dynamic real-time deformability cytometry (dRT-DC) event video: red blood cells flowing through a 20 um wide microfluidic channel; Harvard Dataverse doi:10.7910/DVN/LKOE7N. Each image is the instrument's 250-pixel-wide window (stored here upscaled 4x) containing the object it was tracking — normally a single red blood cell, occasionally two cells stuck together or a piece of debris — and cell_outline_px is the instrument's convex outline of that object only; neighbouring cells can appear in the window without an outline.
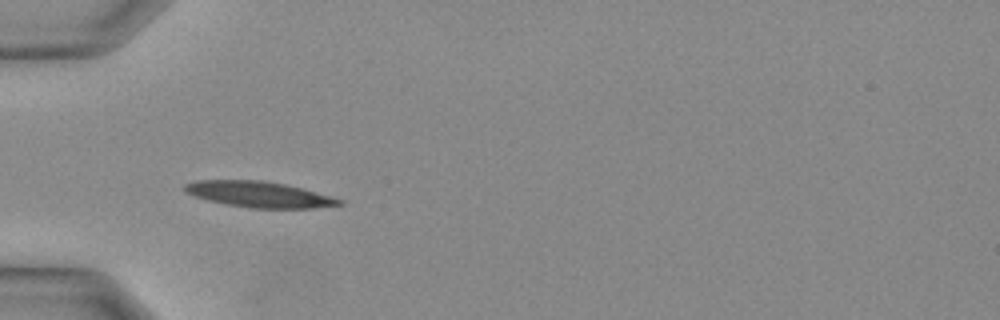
{"species": "Egyptian fruit bat (a non-hibernating species)", "species_latin": "Rousettus aegyptiacus", "temperature_condition": "warm", "stored_images_in_passage": 13, "camera_frame_rate_fps": 3000, "um_per_image_px": 0.085, "animal": {"sex": "female"}, "frame": {"image": 1, "passage_image": 11, "time_ms": 3.333, "image_size_px": [1000, 320], "cell_outline_px": [[344, 204], [312, 208], [252, 208], [228, 204], [208, 200], [196, 196], [188, 192], [184, 188], [184, 184], [196, 180], [264, 180], [304, 188], [332, 196], [344, 200]], "centroid_in_image_um": [22.09, 16.51], "position_along_channel_um": 62.9, "area_um2": 23.18}}
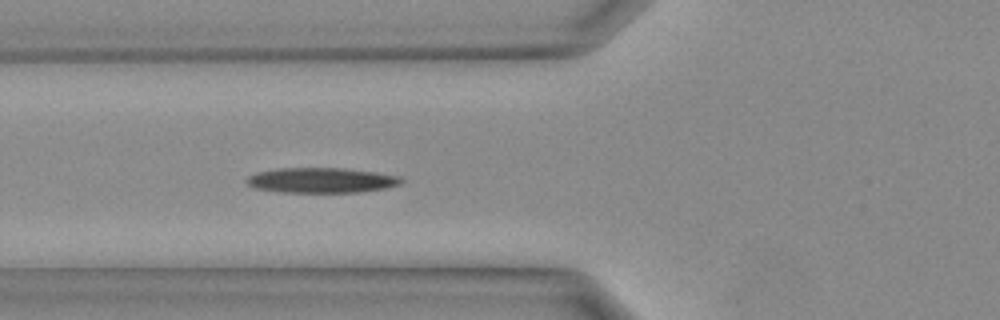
{"frame": {"image": 2, "passage_image": 13, "time_ms": 4.0, "image_size_px": [1000, 320], "cell_outline_px": [[404, 180], [400, 184], [384, 188], [356, 192], [280, 192], [256, 188], [248, 184], [244, 180], [248, 176], [256, 172], [276, 168], [344, 168], [376, 172], [400, 176]], "centroid_in_image_um": [27.29, 15.31], "position_along_channel_um": 98.5, "area_um2": 22.66}}